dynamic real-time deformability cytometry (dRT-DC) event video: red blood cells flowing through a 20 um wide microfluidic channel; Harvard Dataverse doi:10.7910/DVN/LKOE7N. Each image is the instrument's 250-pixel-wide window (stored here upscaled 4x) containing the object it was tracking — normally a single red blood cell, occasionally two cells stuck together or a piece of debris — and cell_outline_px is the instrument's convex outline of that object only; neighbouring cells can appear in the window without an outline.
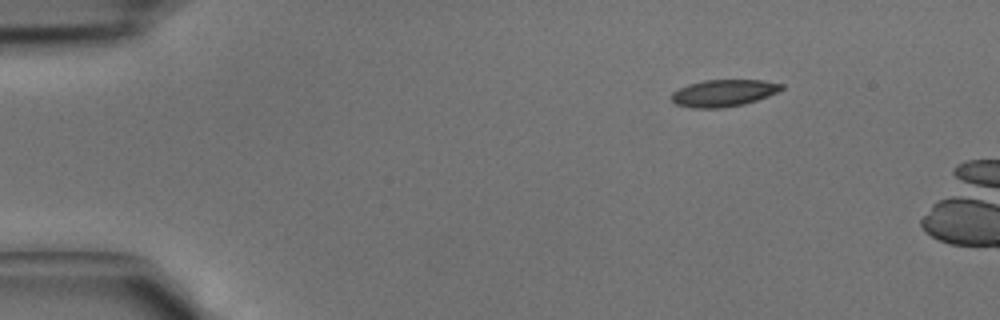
{"species": "common noctule bat (a hibernating species)", "species_latin": "Nyctalus noctula", "temperature_condition": "cold", "stored_images_in_passage": 4, "camera_frame_rate_fps": 3000, "um_per_image_px": 0.085, "animal": {"sex": "male", "body_mass_g": 15.6}, "frame": {"image": 1, "passage_image": 1, "time_ms": 0.0, "image_size_px": [1000, 320], "cell_outline_px": [[784, 88], [768, 96], [744, 104], [720, 108], [692, 108], [676, 104], [672, 100], [672, 92], [688, 84], [704, 80], [764, 80], [784, 84]], "centroid_in_image_um": [61.51, 7.9], "position_along_channel_um": 23.5, "area_um2": 17.22}}